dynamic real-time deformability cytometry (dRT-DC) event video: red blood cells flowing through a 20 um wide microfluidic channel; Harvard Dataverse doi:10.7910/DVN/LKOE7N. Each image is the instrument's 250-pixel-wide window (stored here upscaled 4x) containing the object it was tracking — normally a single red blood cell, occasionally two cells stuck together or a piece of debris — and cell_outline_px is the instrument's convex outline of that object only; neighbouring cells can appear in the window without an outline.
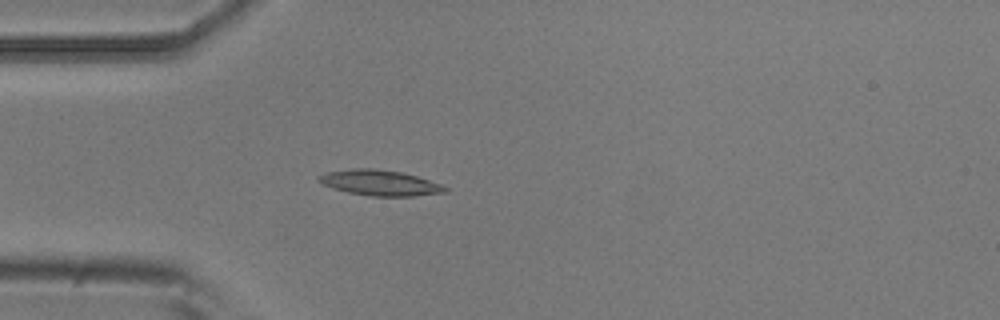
{"species": "common noctule bat (a hibernating species)", "species_latin": "Nyctalus noctula", "temperature_condition": "room temperature", "stored_images_in_passage": 4, "camera_frame_rate_fps": 3000, "um_per_image_px": 0.085, "animal": {"sex": "male", "body_mass_g": 20.5, "forearm_length_mm": 52.5}, "frame": {"image": 1, "passage_image": 4, "time_ms": 1.0, "image_size_px": [1000, 320], "cell_outline_px": [[448, 192], [412, 196], [372, 196], [348, 192], [324, 184], [316, 180], [316, 176], [328, 172], [352, 168], [372, 168], [400, 172], [416, 176], [440, 184], [448, 188]], "centroid_in_image_um": [32.29, 15.53], "position_along_channel_um": 52.7, "area_um2": 18.55}}